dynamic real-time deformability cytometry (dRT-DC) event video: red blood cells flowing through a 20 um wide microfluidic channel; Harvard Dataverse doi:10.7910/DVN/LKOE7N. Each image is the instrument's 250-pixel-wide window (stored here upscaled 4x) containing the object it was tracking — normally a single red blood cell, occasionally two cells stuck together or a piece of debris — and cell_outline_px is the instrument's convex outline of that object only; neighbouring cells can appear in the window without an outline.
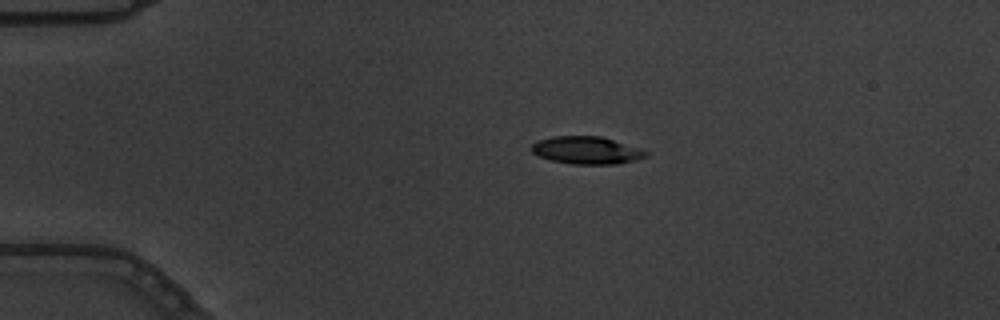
{"species": "common noctule bat (a hibernating species)", "species_latin": "Nyctalus noctula", "temperature_condition": "warm", "stored_images_in_passage": 2, "camera_frame_rate_fps": 3000, "um_per_image_px": 0.085, "animal": {"sex": "male", "body_mass_g": 19.5, "forearm_length_mm": 54.6}, "frame": {"image": 1, "passage_image": 1, "time_ms": 0.0, "image_size_px": [1000, 320], "cell_outline_px": [[648, 156], [636, 160], [616, 164], [572, 164], [552, 160], [540, 156], [532, 152], [532, 144], [540, 140], [552, 136], [600, 136], [640, 148], [648, 152]], "centroid_in_image_um": [49.89, 12.77], "position_along_channel_um": 35.1, "area_um2": 18.21}}